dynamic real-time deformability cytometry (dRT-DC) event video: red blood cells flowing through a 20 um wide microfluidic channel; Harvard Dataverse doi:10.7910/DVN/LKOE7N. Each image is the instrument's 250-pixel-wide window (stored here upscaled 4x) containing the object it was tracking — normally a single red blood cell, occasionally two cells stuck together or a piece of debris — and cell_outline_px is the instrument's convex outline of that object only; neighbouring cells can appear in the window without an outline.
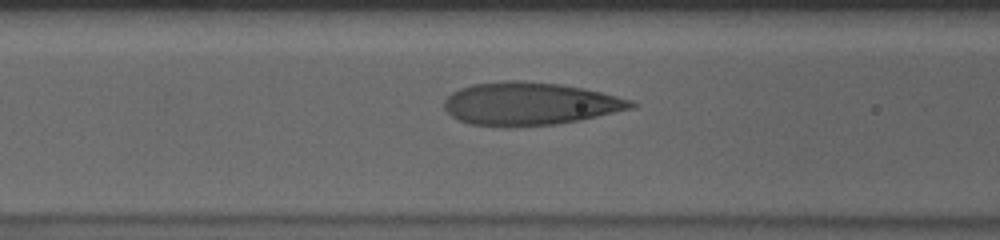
{"species": "human", "species_latin": "Homo sapiens", "temperature_condition": "cold", "stored_images_in_passage": 16, "camera_frame_rate_fps": 3000, "um_per_image_px": 0.085, "donor": {"sex": "male"}, "frame": {"image": 1, "passage_image": 14, "time_ms": 4.333, "image_size_px": [1000, 240], "cell_outline_px": [[640, 104], [636, 108], [580, 120], [556, 124], [508, 128], [500, 128], [472, 124], [460, 120], [452, 116], [444, 108], [444, 100], [452, 92], [460, 88], [472, 84], [508, 80], [516, 80], [560, 84], [584, 88], [632, 100]], "centroid_in_image_um": [45.05, 8.83], "position_along_channel_um": 121.6, "area_um2": 47.16}}